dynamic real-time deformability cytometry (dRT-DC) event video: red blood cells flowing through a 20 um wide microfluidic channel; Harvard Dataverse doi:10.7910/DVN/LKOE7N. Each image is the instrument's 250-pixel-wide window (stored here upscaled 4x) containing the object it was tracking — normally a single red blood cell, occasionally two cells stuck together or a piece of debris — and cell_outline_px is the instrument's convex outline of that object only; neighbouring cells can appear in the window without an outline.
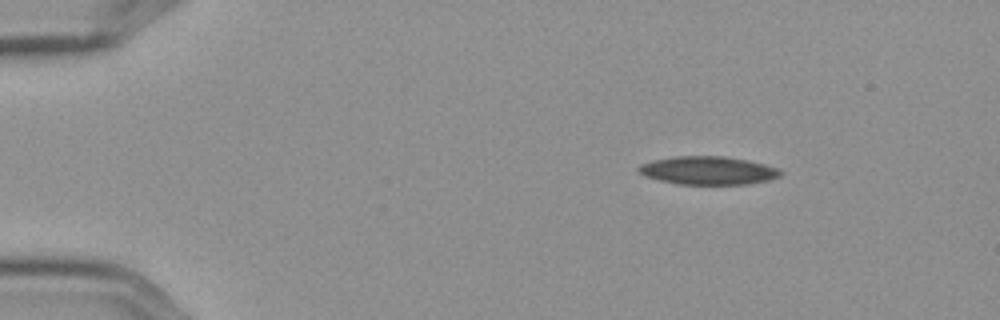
{"species": "Egyptian fruit bat (a non-hibernating species)", "species_latin": "Rousettus aegyptiacus", "temperature_condition": "cold", "stored_images_in_passage": 10, "camera_frame_rate_fps": 3000, "um_per_image_px": 0.085, "frame": {"image": 1, "passage_image": 1, "time_ms": 0.0, "image_size_px": [1000, 320], "cell_outline_px": [[784, 172], [780, 176], [768, 180], [744, 184], [680, 184], [660, 180], [648, 176], [640, 172], [636, 168], [640, 164], [652, 160], [676, 156], [724, 156], [748, 160], [780, 168]], "centroid_in_image_um": [60.22, 14.48], "position_along_channel_um": 24.8, "area_um2": 23.24}}
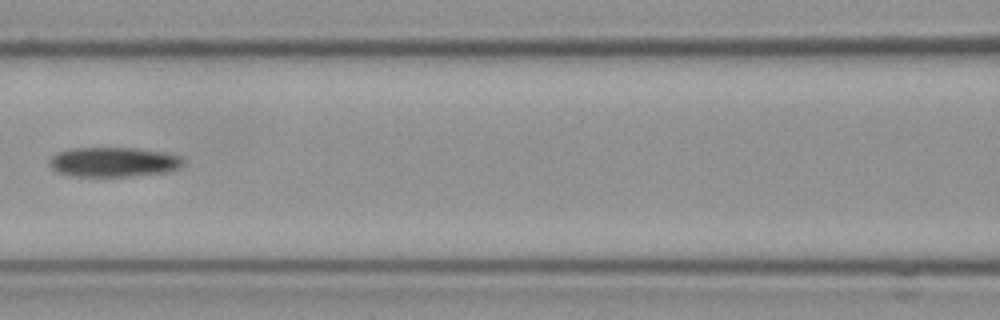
{"frame": {"image": 2, "passage_image": 6, "time_ms": 1.667, "image_size_px": [1000, 320], "cell_outline_px": [[184, 164], [180, 168], [168, 172], [132, 176], [72, 176], [56, 172], [48, 164], [48, 160], [56, 152], [72, 148], [132, 148], [160, 152], [180, 156], [184, 160]], "centroid_in_image_um": [9.62, 13.78], "position_along_channel_um": 157.0, "area_um2": 23.24}}
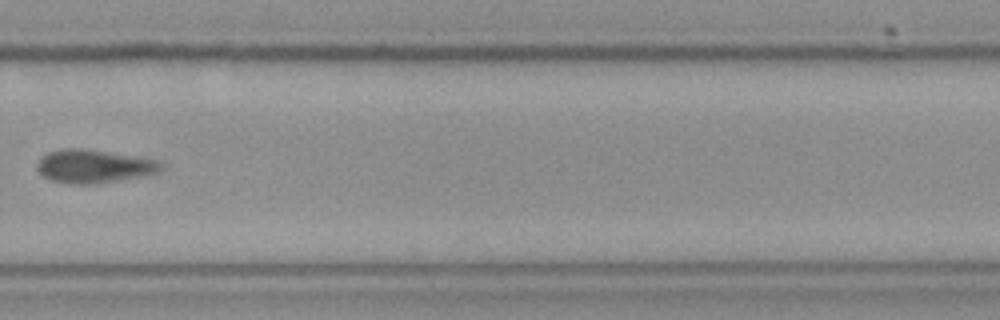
{"frame": {"image": 3, "passage_image": 10, "time_ms": 3.0, "image_size_px": [1000, 320], "cell_outline_px": [[164, 168], [160, 172], [144, 176], [116, 180], [84, 184], [76, 184], [52, 180], [44, 176], [40, 172], [36, 164], [48, 152], [64, 148], [84, 148], [160, 160], [164, 164]], "centroid_in_image_um": [8.05, 14.11], "position_along_channel_um": 321.8, "area_um2": 23.81}}